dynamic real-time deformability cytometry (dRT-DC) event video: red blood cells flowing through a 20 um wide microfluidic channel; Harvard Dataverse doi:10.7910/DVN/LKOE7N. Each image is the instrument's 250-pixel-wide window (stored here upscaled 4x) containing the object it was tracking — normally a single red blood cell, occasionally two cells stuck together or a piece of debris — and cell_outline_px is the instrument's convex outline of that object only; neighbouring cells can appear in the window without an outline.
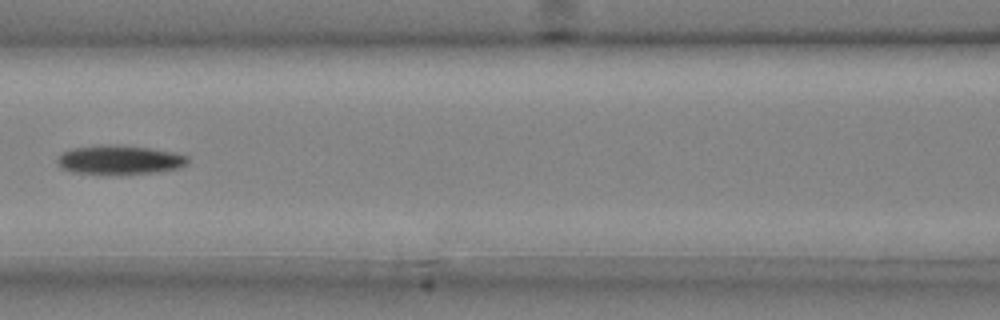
{"species": "common noctule bat (a hibernating species)", "species_latin": "Nyctalus noctula", "temperature_condition": "cold", "stored_images_in_passage": 6, "camera_frame_rate_fps": 3000, "um_per_image_px": 0.085, "animal": {"sex": "male", "body_mass_g": 20.4}, "frame": {"image": 1, "passage_image": 5, "time_ms": 1.333, "image_size_px": [1000, 320], "cell_outline_px": [[188, 164], [180, 168], [152, 172], [72, 172], [60, 168], [56, 164], [56, 160], [64, 152], [72, 148], [112, 144], [148, 148], [176, 152], [188, 156]], "centroid_in_image_um": [10.18, 13.55], "position_along_channel_um": 156.4, "area_um2": 21.39}}
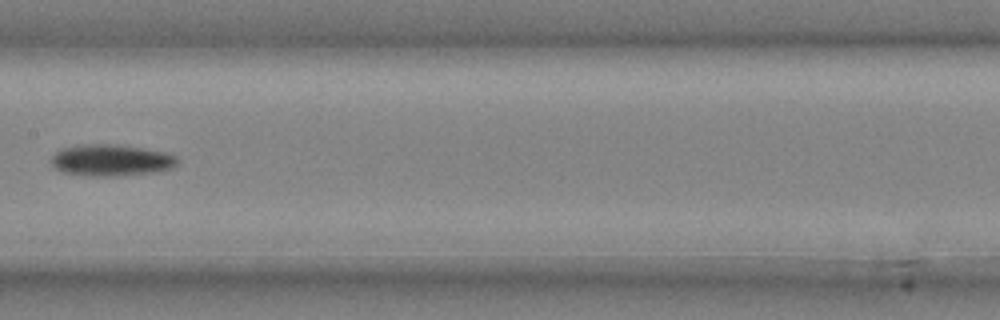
{"frame": {"image": 2, "passage_image": 6, "time_ms": 1.667, "image_size_px": [1000, 320], "cell_outline_px": [[180, 164], [172, 168], [160, 172], [116, 176], [92, 176], [64, 172], [56, 168], [48, 160], [56, 152], [64, 148], [76, 144], [112, 144], [140, 148], [164, 152], [176, 156], [180, 160]], "centroid_in_image_um": [9.48, 13.62], "position_along_channel_um": 197.9, "area_um2": 23.41}}